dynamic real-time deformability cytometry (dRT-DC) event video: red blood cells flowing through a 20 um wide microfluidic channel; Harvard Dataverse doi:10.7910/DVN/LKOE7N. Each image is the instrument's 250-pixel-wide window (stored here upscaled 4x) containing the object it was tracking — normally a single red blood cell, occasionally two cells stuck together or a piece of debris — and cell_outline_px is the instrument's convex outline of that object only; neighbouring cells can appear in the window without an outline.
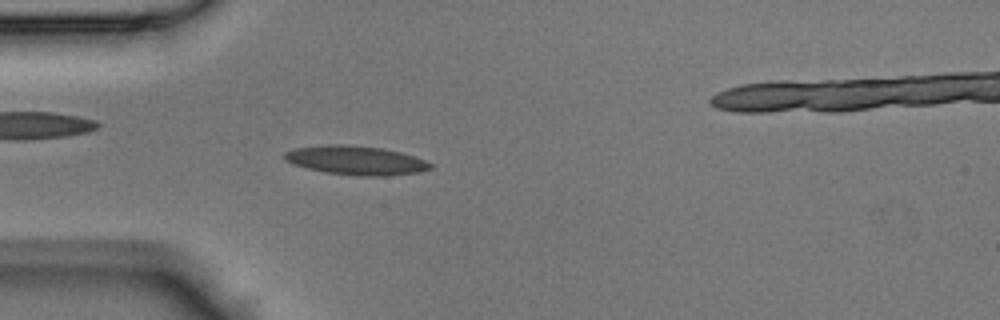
{"species": "Egyptian fruit bat (a non-hibernating species)", "species_latin": "Rousettus aegyptiacus", "temperature_condition": "room temperature", "stored_images_in_passage": 43, "camera_frame_rate_fps": 3000, "um_per_image_px": 0.085, "animal": {"sex": "male"}, "frame": {"image": 1, "passage_image": 8, "time_ms": 2.333, "image_size_px": [1000, 320], "cell_outline_px": [[432, 168], [420, 172], [384, 176], [356, 176], [324, 172], [292, 164], [284, 160], [284, 152], [296, 148], [324, 144], [348, 144], [384, 148], [400, 152], [424, 160], [432, 164]], "centroid_in_image_um": [30.23, 13.62], "position_along_channel_um": 54.8, "area_um2": 24.8}}
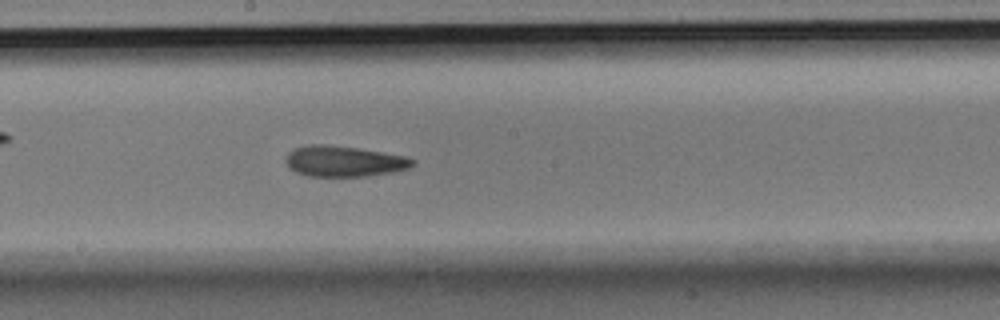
{"frame": {"image": 2, "passage_image": 20, "time_ms": 6.333, "image_size_px": [1000, 320], "cell_outline_px": [[416, 164], [408, 168], [396, 172], [368, 176], [308, 176], [296, 172], [288, 168], [284, 160], [288, 152], [296, 148], [308, 144], [324, 144], [356, 148], [384, 152], [404, 156], [416, 160]], "centroid_in_image_um": [29.24, 13.71], "position_along_channel_um": 219.0, "area_um2": 22.95}}
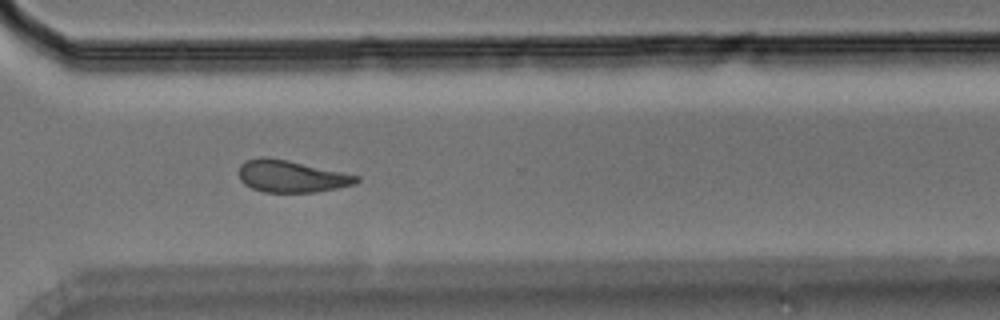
{"frame": {"image": 3, "passage_image": 29, "time_ms": 9.333, "image_size_px": [1000, 320], "cell_outline_px": [[360, 180], [356, 184], [316, 192], [264, 192], [252, 188], [244, 184], [240, 180], [240, 164], [244, 160], [260, 156], [268, 156], [288, 160], [360, 176]], "centroid_in_image_um": [24.74, 14.97], "position_along_channel_um": 345.9, "area_um2": 22.02}}